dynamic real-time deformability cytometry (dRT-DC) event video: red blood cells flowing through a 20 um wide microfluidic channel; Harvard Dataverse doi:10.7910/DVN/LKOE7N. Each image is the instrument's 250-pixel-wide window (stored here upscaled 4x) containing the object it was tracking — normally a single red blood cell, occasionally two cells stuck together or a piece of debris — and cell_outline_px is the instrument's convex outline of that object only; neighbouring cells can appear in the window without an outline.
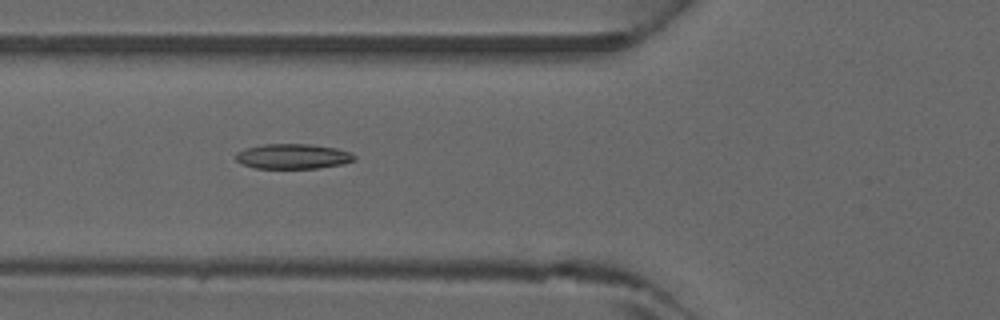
{"species": "common noctule bat (a hibernating species)", "species_latin": "Nyctalus noctula", "temperature_condition": "warm", "stored_images_in_passage": 46, "camera_frame_rate_fps": 3000, "um_per_image_px": 0.085, "animal": {"sex": "male", "forearm_length_mm": 52.5}, "frame": {"image": 1, "passage_image": 18, "time_ms": 5.667, "image_size_px": [1000, 320], "cell_outline_px": [[356, 160], [344, 164], [316, 168], [256, 168], [244, 164], [236, 160], [236, 152], [244, 148], [260, 144], [312, 144], [336, 148], [352, 152], [356, 156]], "centroid_in_image_um": [24.93, 13.28], "position_along_channel_um": 100.9, "area_um2": 17.46}}
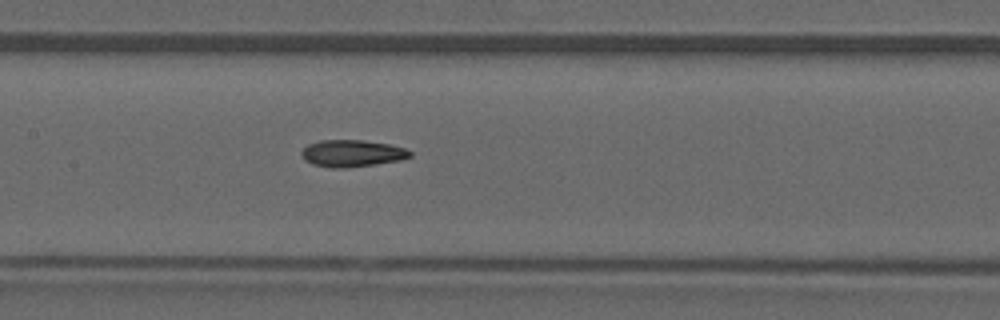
{"frame": {"image": 2, "passage_image": 23, "time_ms": 7.333, "image_size_px": [1000, 320], "cell_outline_px": [[412, 156], [404, 160], [376, 164], [344, 168], [332, 168], [312, 164], [304, 160], [300, 152], [308, 144], [320, 140], [364, 140], [388, 144], [404, 148], [412, 152]], "centroid_in_image_um": [29.93, 13.04], "position_along_channel_um": 177.5, "area_um2": 17.17}}
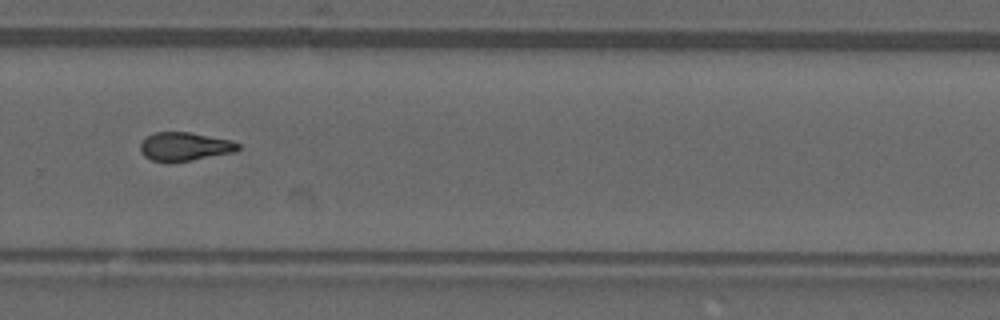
{"frame": {"image": 3, "passage_image": 32, "time_ms": 10.333, "image_size_px": [1000, 320], "cell_outline_px": [[240, 148], [236, 152], [192, 160], [152, 160], [144, 156], [140, 152], [140, 144], [148, 136], [156, 132], [188, 132], [232, 140], [240, 144]], "centroid_in_image_um": [15.75, 12.44], "position_along_channel_um": 314.1, "area_um2": 15.95}}